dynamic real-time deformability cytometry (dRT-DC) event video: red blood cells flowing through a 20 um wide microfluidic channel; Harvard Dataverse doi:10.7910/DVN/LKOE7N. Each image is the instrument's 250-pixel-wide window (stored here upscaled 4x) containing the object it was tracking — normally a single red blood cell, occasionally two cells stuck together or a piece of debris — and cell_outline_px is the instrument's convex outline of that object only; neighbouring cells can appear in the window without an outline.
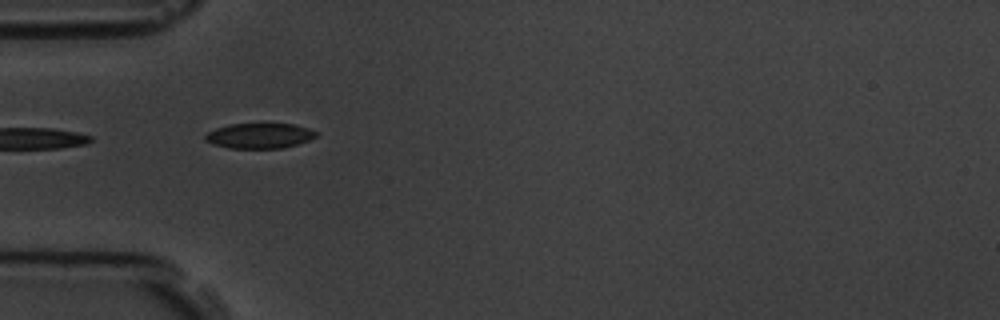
{"species": "common noctule bat (a hibernating species)", "species_latin": "Nyctalus noctula", "temperature_condition": "room temperature", "stored_images_in_passage": 6, "segment_of_instrument_passage": [2, 2], "camera_frame_rate_fps": 3000, "um_per_image_px": 0.085, "animal": {"sex": "male", "body_mass_g": 19.5, "forearm_length_mm": 54.6}, "frame": {"image": 1, "passage_image": 5, "time_ms": 5.333, "image_size_px": [1000, 320], "cell_outline_px": [[320, 132], [316, 136], [308, 140], [284, 148], [228, 148], [212, 144], [204, 140], [204, 136], [208, 132], [216, 128], [228, 124], [292, 124], [308, 128]], "centroid_in_image_um": [22.04, 11.54], "position_along_channel_um": 63.0, "area_um2": 16.3}}